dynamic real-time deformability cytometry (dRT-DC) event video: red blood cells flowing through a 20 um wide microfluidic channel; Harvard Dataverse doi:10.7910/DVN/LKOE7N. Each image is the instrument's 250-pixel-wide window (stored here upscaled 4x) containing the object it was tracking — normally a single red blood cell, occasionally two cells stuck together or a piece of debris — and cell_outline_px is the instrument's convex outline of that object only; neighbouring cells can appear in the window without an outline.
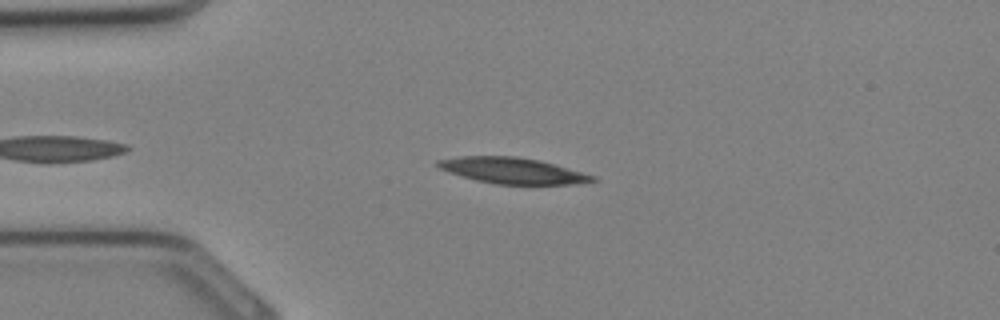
{"species": "Egyptian fruit bat (a non-hibernating species)", "species_latin": "Rousettus aegyptiacus", "temperature_condition": "cold", "stored_images_in_passage": 30, "camera_frame_rate_fps": 3000, "um_per_image_px": 0.085, "animal": {"sex": "female"}, "frame": {"image": 1, "passage_image": 7, "time_ms": 2.0, "image_size_px": [1000, 320], "cell_outline_px": [[600, 180], [576, 184], [496, 184], [476, 180], [448, 172], [432, 164], [436, 160], [460, 156], [516, 156], [540, 160], [596, 176]], "centroid_in_image_um": [43.55, 14.5], "position_along_channel_um": 41.4, "area_um2": 23.52}}
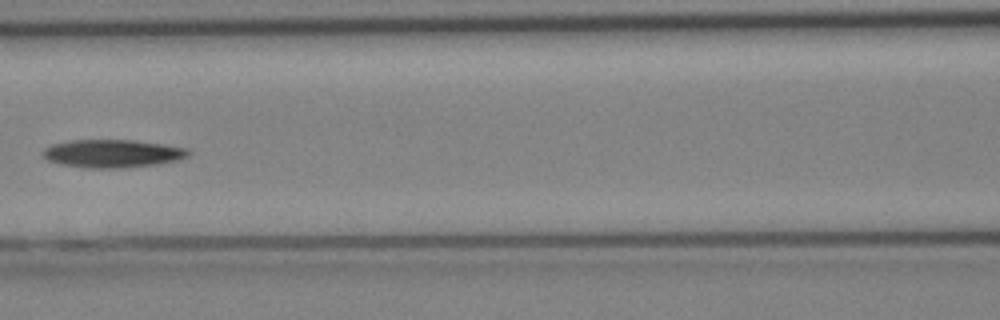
{"frame": {"image": 2, "passage_image": 14, "time_ms": 4.333, "image_size_px": [1000, 320], "cell_outline_px": [[192, 152], [188, 156], [176, 160], [156, 164], [124, 168], [84, 168], [60, 164], [48, 160], [40, 156], [40, 152], [44, 148], [52, 144], [72, 140], [136, 140], [164, 144], [188, 148]], "centroid_in_image_um": [9.53, 13.05], "position_along_channel_um": 157.1, "area_um2": 24.04}}
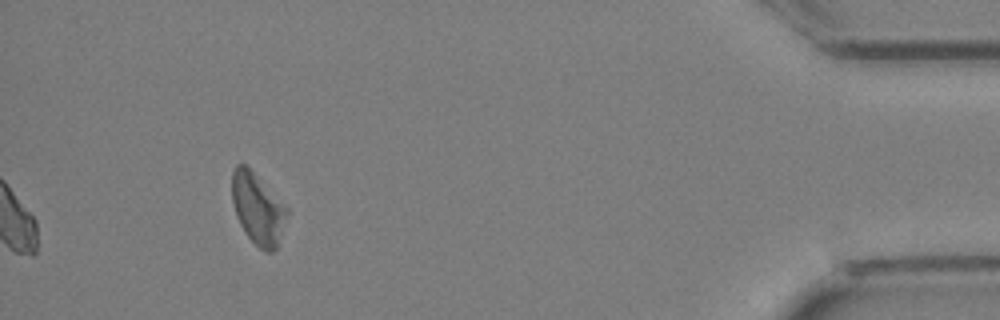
{"frame": {"image": 3, "passage_image": 30, "time_ms": 9.667, "image_size_px": [1000, 320], "cell_outline_px": [[288, 212], [276, 248], [272, 252], [264, 252], [248, 236], [240, 224], [236, 216], [232, 200], [232, 172], [236, 164], [244, 164], [288, 208]], "centroid_in_image_um": [21.89, 17.75], "position_along_channel_um": 413.3, "area_um2": 22.14}}